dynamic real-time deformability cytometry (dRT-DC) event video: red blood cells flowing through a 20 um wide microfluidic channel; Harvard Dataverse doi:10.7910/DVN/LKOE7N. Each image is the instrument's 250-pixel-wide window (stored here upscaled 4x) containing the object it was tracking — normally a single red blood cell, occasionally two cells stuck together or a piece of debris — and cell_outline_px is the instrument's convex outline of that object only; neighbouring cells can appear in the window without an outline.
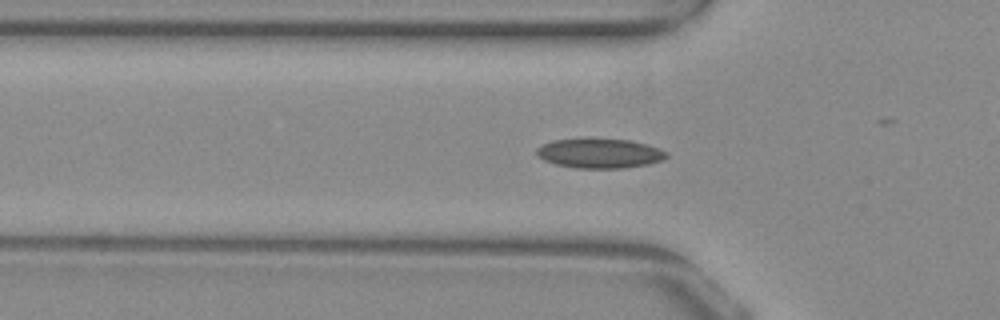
{"species": "common noctule bat (a hibernating species)", "species_latin": "Nyctalus noctula", "temperature_condition": "warm", "stored_images_in_passage": 25, "camera_frame_rate_fps": 3000, "um_per_image_px": 0.085, "animal": {"sex": "female", "body_mass_g": 29.2, "forearm_length_mm": 56.3}, "frame": {"image": 1, "passage_image": 10, "time_ms": 3.0, "image_size_px": [1000, 320], "cell_outline_px": [[668, 156], [664, 160], [648, 164], [624, 168], [576, 168], [556, 164], [544, 160], [536, 156], [536, 148], [552, 140], [628, 140], [660, 148], [668, 152]], "centroid_in_image_um": [50.99, 13.06], "position_along_channel_um": 74.8, "area_um2": 22.02}}
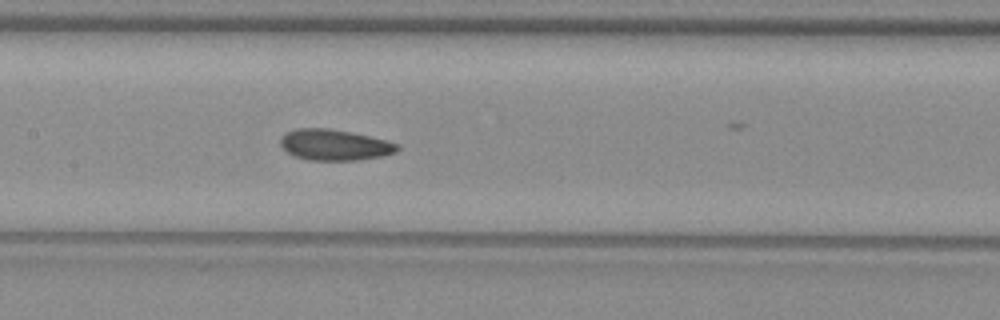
{"frame": {"image": 2, "passage_image": 18, "time_ms": 5.667, "image_size_px": [1000, 320], "cell_outline_px": [[400, 148], [396, 152], [384, 156], [360, 160], [308, 160], [292, 156], [280, 144], [280, 136], [284, 132], [296, 128], [328, 128], [352, 132], [400, 144]], "centroid_in_image_um": [28.42, 12.31], "position_along_channel_um": 179.0, "area_um2": 21.33}}
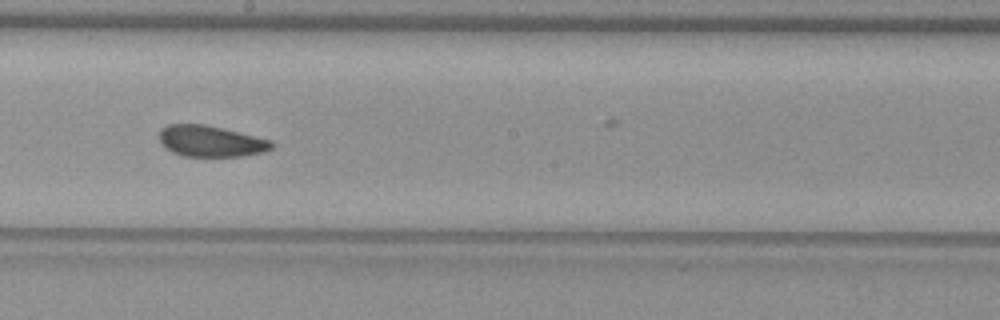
{"frame": {"image": 3, "passage_image": 22, "time_ms": 7.0, "image_size_px": [1000, 320], "cell_outline_px": [[276, 144], [272, 148], [264, 152], [240, 156], [184, 156], [172, 152], [160, 144], [160, 128], [168, 124], [204, 124], [272, 140]], "centroid_in_image_um": [17.91, 12.0], "position_along_channel_um": 230.3, "area_um2": 20.4}}